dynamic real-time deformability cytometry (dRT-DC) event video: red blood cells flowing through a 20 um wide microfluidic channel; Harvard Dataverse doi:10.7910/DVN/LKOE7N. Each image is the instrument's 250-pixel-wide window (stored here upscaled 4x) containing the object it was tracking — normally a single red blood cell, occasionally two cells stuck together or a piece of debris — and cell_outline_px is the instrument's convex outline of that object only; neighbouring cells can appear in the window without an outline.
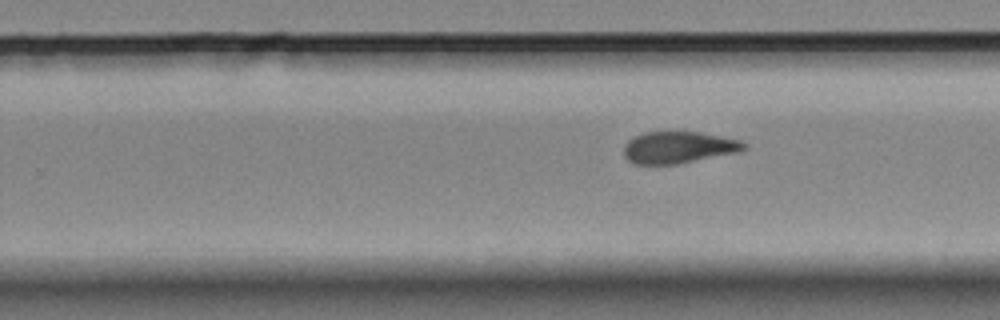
{"species": "Egyptian fruit bat (a non-hibernating species)", "species_latin": "Rousettus aegyptiacus", "temperature_condition": "room temperature", "stored_images_in_passage": 9, "segment_of_instrument_passage": [2, 2], "camera_frame_rate_fps": 3000, "um_per_image_px": 0.085, "animal": {"sex": "female"}, "frame": {"image": 1, "passage_image": 9, "time_ms": 10.333, "image_size_px": [1000, 320], "cell_outline_px": [[748, 148], [740, 152], [676, 164], [632, 164], [624, 156], [624, 144], [628, 140], [644, 132], [700, 132], [740, 140], [748, 144]], "centroid_in_image_um": [57.69, 12.53], "position_along_channel_um": 272.1, "area_um2": 22.37}}